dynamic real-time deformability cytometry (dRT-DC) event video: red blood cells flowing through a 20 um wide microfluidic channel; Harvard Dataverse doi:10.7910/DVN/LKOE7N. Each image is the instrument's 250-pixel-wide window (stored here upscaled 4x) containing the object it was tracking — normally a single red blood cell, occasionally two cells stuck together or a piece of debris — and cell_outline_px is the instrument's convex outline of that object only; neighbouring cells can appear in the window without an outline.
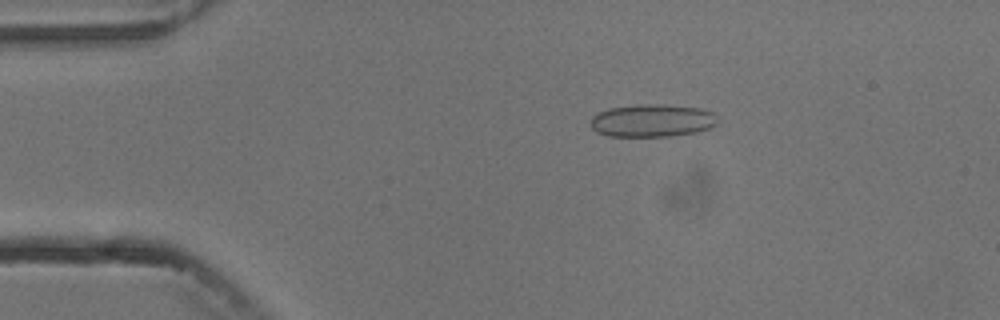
{"species": "common noctule bat (a hibernating species)", "species_latin": "Nyctalus noctula", "temperature_condition": "cold", "stored_images_in_passage": 4, "camera_frame_rate_fps": 3000, "um_per_image_px": 0.085, "animal": {"sex": "male", "body_mass_g": 13.3}, "frame": {"image": 1, "passage_image": 3, "time_ms": 2.333, "image_size_px": [1000, 320], "cell_outline_px": [[716, 124], [708, 128], [696, 132], [672, 136], [608, 136], [596, 132], [592, 128], [592, 116], [608, 108], [636, 104], [656, 104], [700, 108], [712, 112], [716, 116]], "centroid_in_image_um": [55.41, 10.25], "position_along_channel_um": 29.6, "area_um2": 24.1}}